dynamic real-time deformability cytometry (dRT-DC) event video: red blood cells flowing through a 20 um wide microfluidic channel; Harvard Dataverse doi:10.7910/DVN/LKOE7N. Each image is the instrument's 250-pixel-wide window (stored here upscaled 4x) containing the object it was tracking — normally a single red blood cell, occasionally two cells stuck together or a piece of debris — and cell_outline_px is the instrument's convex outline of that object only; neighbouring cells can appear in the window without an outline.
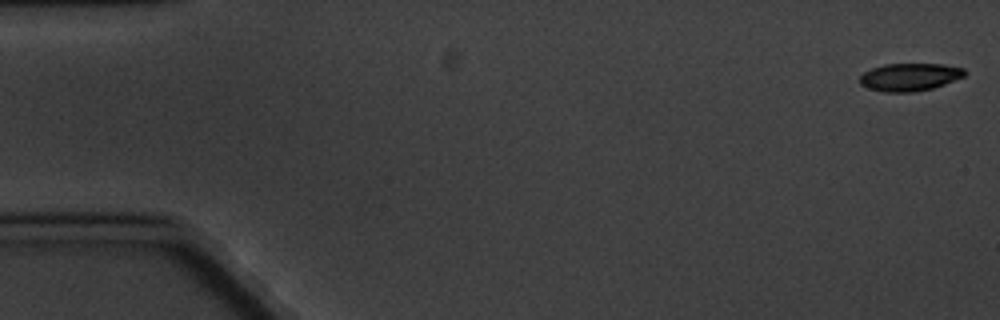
{"species": "common noctule bat (a hibernating species)", "species_latin": "Nyctalus noctula", "temperature_condition": "cold", "stored_images_in_passage": 7, "camera_frame_rate_fps": 3000, "um_per_image_px": 0.085, "animal": {"sex": "male", "body_mass_g": 20.1, "forearm_length_mm": 53.5}, "frame": {"image": 1, "passage_image": 1, "time_ms": 0.0, "image_size_px": [1000, 320], "cell_outline_px": [[968, 72], [964, 76], [944, 84], [932, 88], [912, 92], [884, 92], [868, 88], [860, 84], [860, 76], [864, 72], [872, 68], [884, 64], [940, 64], [964, 68]], "centroid_in_image_um": [77.32, 6.54], "position_along_channel_um": 7.7, "area_um2": 16.88}}
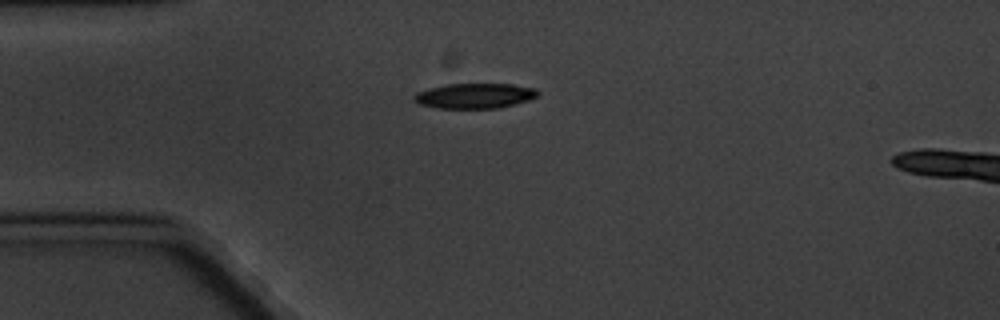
{"frame": {"image": 2, "passage_image": 5, "time_ms": 4.667, "image_size_px": [1000, 320], "cell_outline_px": [[540, 96], [528, 100], [500, 108], [440, 108], [420, 104], [412, 100], [412, 96], [416, 92], [428, 88], [444, 84], [512, 84], [536, 88], [540, 92]], "centroid_in_image_um": [40.36, 8.13], "position_along_channel_um": 44.6, "area_um2": 18.32}}